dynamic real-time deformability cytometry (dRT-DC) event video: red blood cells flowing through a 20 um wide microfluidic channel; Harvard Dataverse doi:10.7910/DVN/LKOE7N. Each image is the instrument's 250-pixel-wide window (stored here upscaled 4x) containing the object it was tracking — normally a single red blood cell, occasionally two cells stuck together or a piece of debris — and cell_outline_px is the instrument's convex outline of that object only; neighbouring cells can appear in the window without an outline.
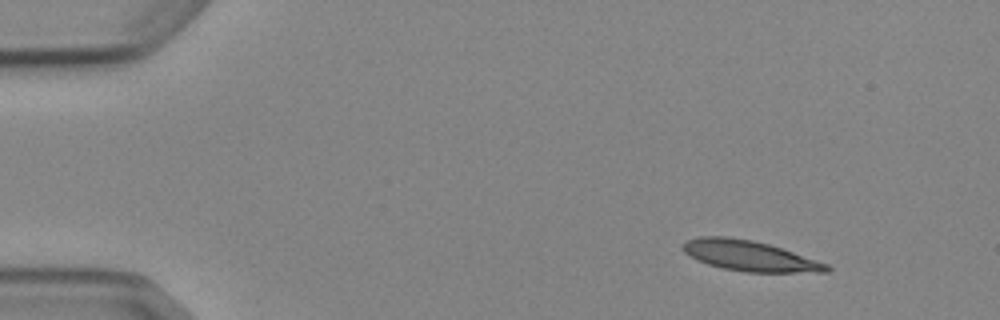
{"species": "Egyptian fruit bat (a non-hibernating species)", "species_latin": "Rousettus aegyptiacus", "temperature_condition": "cold", "stored_images_in_passage": 7, "camera_frame_rate_fps": 3000, "um_per_image_px": 0.085, "animal": {"sex": "female"}, "frame": {"image": 1, "passage_image": 1, "time_ms": 0.0, "image_size_px": [1000, 320], "cell_outline_px": [[832, 268], [828, 272], [748, 272], [724, 268], [708, 264], [684, 252], [680, 244], [688, 240], [700, 236], [728, 236], [752, 240], [768, 244], [828, 264]], "centroid_in_image_um": [63.7, 21.74], "position_along_channel_um": 21.3, "area_um2": 25.09}}
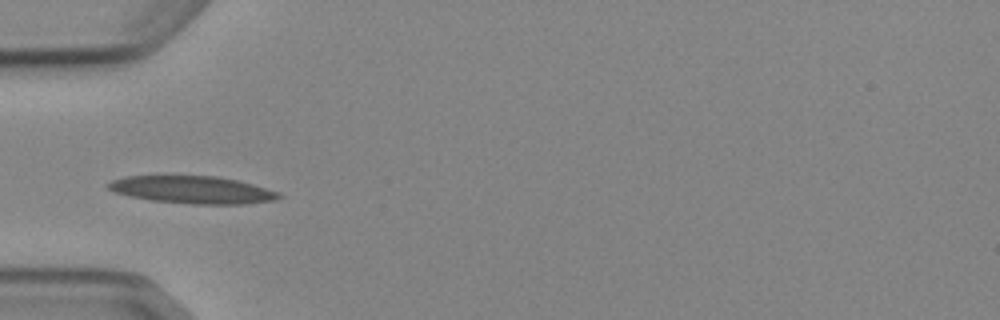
{"frame": {"image": 2, "passage_image": 4, "time_ms": 3.667, "image_size_px": [1000, 320], "cell_outline_px": [[284, 196], [272, 200], [244, 204], [192, 204], [152, 200], [112, 192], [104, 184], [112, 180], [124, 176], [216, 176], [236, 180], [252, 184], [280, 192]], "centroid_in_image_um": [16.33, 16.13], "position_along_channel_um": 68.7, "area_um2": 27.22}}
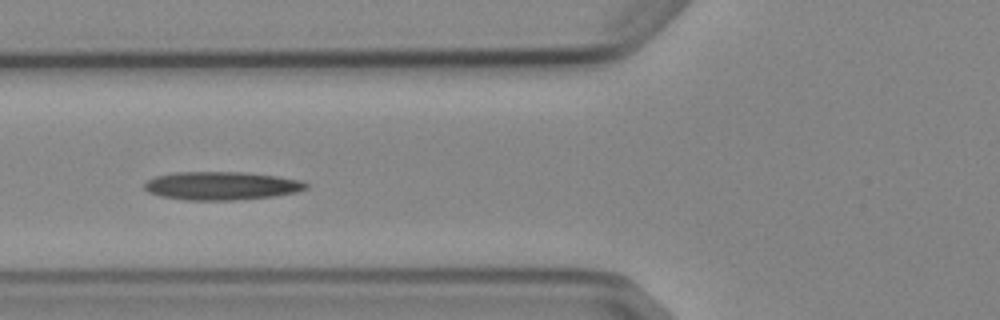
{"frame": {"image": 3, "passage_image": 5, "time_ms": 4.667, "image_size_px": [1000, 320], "cell_outline_px": [[308, 188], [296, 192], [272, 196], [236, 200], [184, 200], [160, 196], [148, 192], [144, 188], [144, 184], [148, 180], [156, 176], [172, 172], [244, 172], [276, 176], [300, 180], [308, 184]], "centroid_in_image_um": [18.8, 15.79], "position_along_channel_um": 107.0, "area_um2": 26.65}}